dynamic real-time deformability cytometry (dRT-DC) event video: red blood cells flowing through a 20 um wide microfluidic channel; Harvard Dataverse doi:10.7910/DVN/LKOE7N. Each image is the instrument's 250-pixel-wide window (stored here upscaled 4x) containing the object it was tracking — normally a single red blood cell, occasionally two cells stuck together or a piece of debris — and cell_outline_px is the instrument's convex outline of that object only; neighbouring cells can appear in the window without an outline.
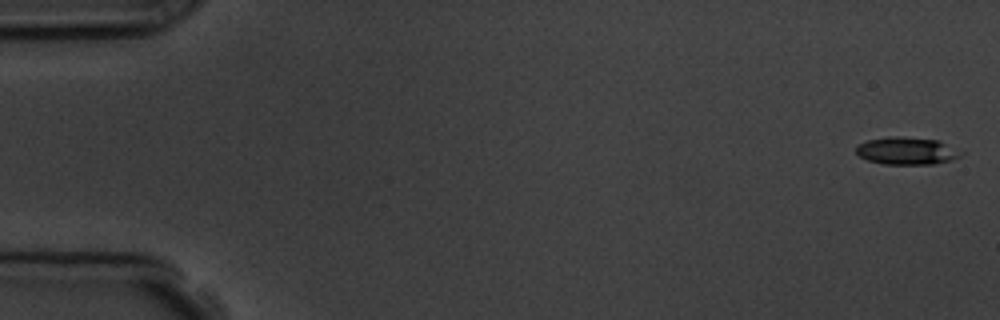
{"species": "common noctule bat (a hibernating species)", "species_latin": "Nyctalus noctula", "temperature_condition": "room temperature", "stored_images_in_passage": 5, "camera_frame_rate_fps": 3000, "um_per_image_px": 0.085, "animal": {"sex": "male", "body_mass_g": 19.5, "forearm_length_mm": 54.6}, "frame": {"image": 1, "passage_image": 1, "time_ms": 0.0, "image_size_px": [1000, 320], "cell_outline_px": [[964, 152], [960, 156], [952, 160], [932, 164], [884, 164], [868, 160], [860, 156], [856, 152], [856, 148], [860, 144], [868, 140], [888, 136], [900, 136], [940, 140]], "centroid_in_image_um": [77.11, 12.81], "position_along_channel_um": 7.9, "area_um2": 16.82}}
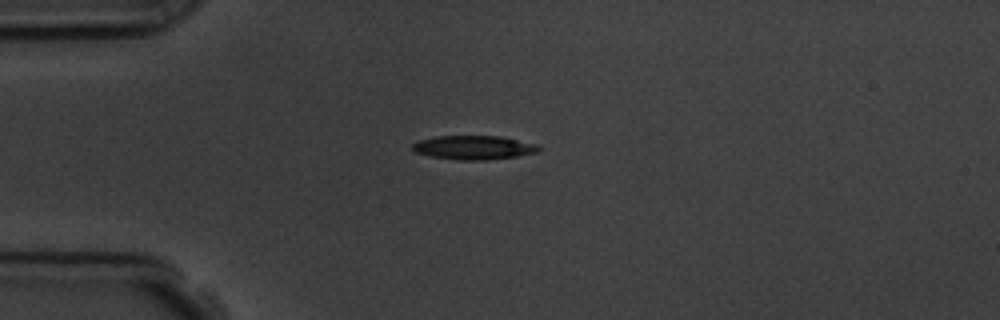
{"frame": {"image": 2, "passage_image": 4, "time_ms": 4.333, "image_size_px": [1000, 320], "cell_outline_px": [[544, 148], [536, 152], [516, 156], [488, 160], [456, 160], [432, 156], [416, 152], [412, 148], [412, 144], [416, 140], [436, 136], [500, 136], [540, 144]], "centroid_in_image_um": [40.31, 12.53], "position_along_channel_um": 44.7, "area_um2": 17.8}}